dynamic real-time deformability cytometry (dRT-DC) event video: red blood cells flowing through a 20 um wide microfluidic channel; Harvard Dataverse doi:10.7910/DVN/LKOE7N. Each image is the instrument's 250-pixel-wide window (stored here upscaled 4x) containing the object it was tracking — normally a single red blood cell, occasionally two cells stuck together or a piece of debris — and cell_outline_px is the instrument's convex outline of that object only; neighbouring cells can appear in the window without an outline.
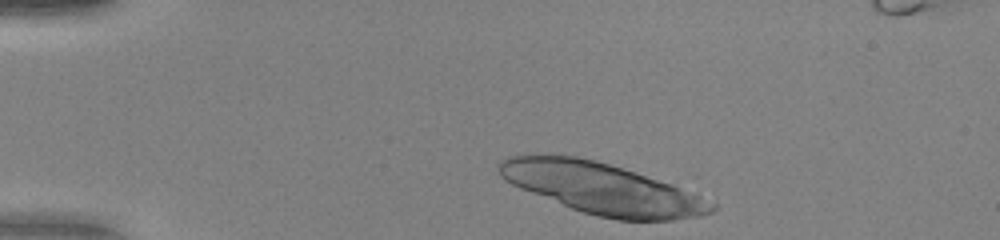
{"species": "human", "species_latin": "Homo sapiens", "temperature_condition": "warm", "stored_images_in_passage": 10, "camera_frame_rate_fps": 3000, "um_per_image_px": 0.085, "donor": {"sex": "female"}, "frame": {"image": 1, "passage_image": 1, "time_ms": 0.0, "image_size_px": [1000, 240], "cell_outline_px": [[716, 208], [712, 212], [700, 216], [672, 220], [616, 220], [584, 212], [572, 208], [520, 188], [504, 180], [500, 176], [496, 164], [500, 160], [508, 156], [524, 152], [536, 152], [576, 156], [596, 160], [636, 172], [696, 192], [716, 204]], "centroid_in_image_um": [51.12, 15.97], "position_along_channel_um": 33.9, "area_um2": 63.98}}